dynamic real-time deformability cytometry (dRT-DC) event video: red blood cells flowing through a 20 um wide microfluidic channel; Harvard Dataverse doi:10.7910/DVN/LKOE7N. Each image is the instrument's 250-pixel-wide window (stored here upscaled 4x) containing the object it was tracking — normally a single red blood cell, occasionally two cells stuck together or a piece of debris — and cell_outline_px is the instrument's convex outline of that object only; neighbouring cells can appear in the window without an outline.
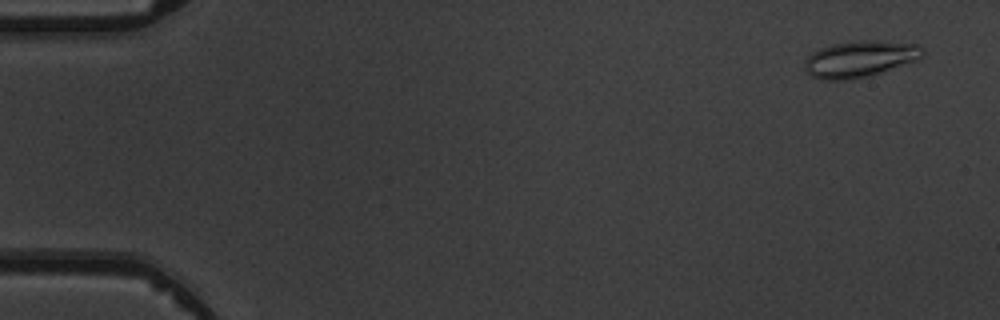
{"species": "common noctule bat (a hibernating species)", "species_latin": "Nyctalus noctula", "temperature_condition": "warm", "stored_images_in_passage": 4, "camera_frame_rate_fps": 3000, "um_per_image_px": 0.085, "animal": {"sex": "male", "body_mass_g": 19.5, "forearm_length_mm": 54.6}, "frame": {"image": 1, "passage_image": 1, "time_ms": 0.0, "image_size_px": [1000, 320], "cell_outline_px": [[924, 56], [920, 60], [872, 76], [848, 80], [824, 80], [812, 76], [804, 68], [804, 60], [812, 52], [820, 48], [832, 44], [860, 40], [876, 40], [916, 44], [924, 48]], "centroid_in_image_um": [73.14, 5.02], "position_along_channel_um": 11.9, "area_um2": 25.55}}
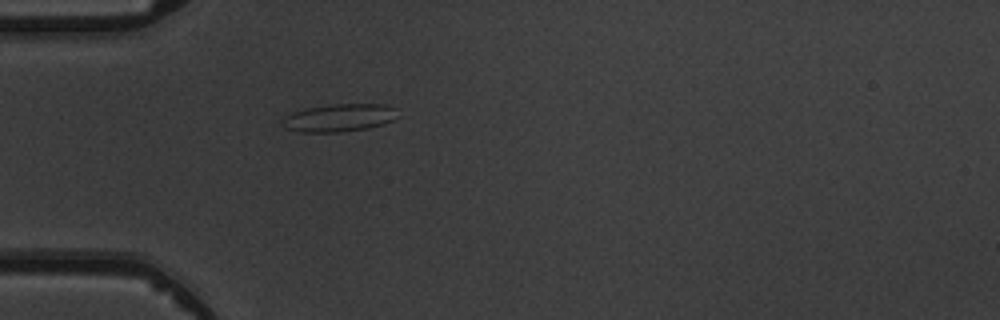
{"frame": {"image": 2, "passage_image": 4, "time_ms": 4.333, "image_size_px": [1000, 320], "cell_outline_px": [[400, 116], [384, 124], [368, 128], [340, 132], [300, 132], [284, 128], [280, 124], [284, 116], [292, 112], [304, 108], [336, 104], [384, 104], [396, 108]], "centroid_in_image_um": [28.83, 10.01], "position_along_channel_um": 56.2, "area_um2": 18.96}}